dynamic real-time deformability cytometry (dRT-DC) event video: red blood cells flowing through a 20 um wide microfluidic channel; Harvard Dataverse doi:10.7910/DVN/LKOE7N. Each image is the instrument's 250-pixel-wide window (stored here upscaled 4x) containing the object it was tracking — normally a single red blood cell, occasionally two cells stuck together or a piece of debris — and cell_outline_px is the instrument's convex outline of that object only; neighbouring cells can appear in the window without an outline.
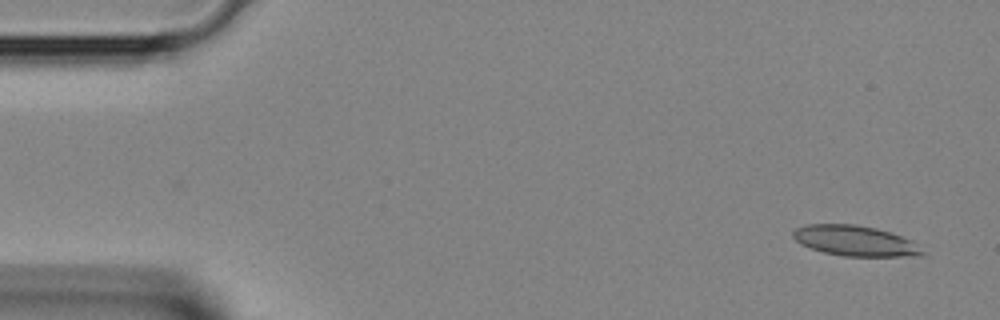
{"species": "Egyptian fruit bat (a non-hibernating species)", "species_latin": "Rousettus aegyptiacus", "temperature_condition": "room temperature", "stored_images_in_passage": 14, "camera_frame_rate_fps": 3000, "um_per_image_px": 0.085, "animal": {"sex": "female"}, "frame": {"image": 1, "passage_image": 1, "time_ms": 0.0, "image_size_px": [1000, 320], "cell_outline_px": [[924, 256], [844, 256], [824, 252], [800, 244], [792, 236], [792, 232], [796, 228], [804, 224], [856, 224], [876, 228], [892, 232], [912, 240], [924, 252]], "centroid_in_image_um": [72.69, 20.46], "position_along_channel_um": 12.3, "area_um2": 23.0}}
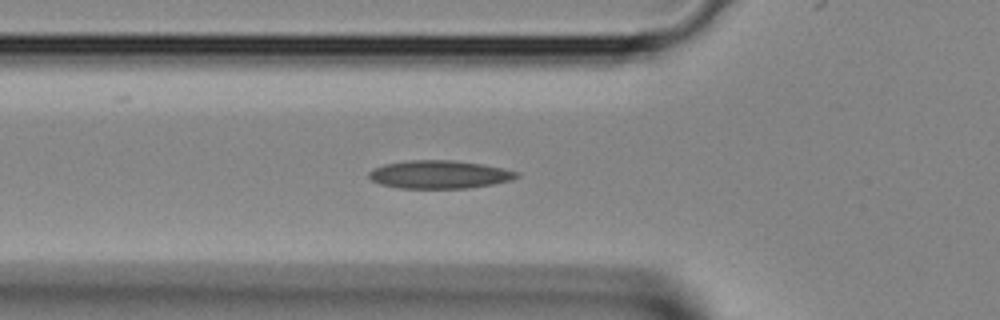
{"frame": {"image": 2, "passage_image": 12, "time_ms": 3.667, "image_size_px": [1000, 320], "cell_outline_px": [[520, 176], [512, 180], [492, 184], [468, 188], [400, 188], [380, 184], [372, 180], [368, 176], [368, 172], [384, 164], [408, 160], [452, 160], [480, 164], [500, 168], [516, 172]], "centroid_in_image_um": [37.32, 14.83], "position_along_channel_um": 88.5, "area_um2": 23.93}}
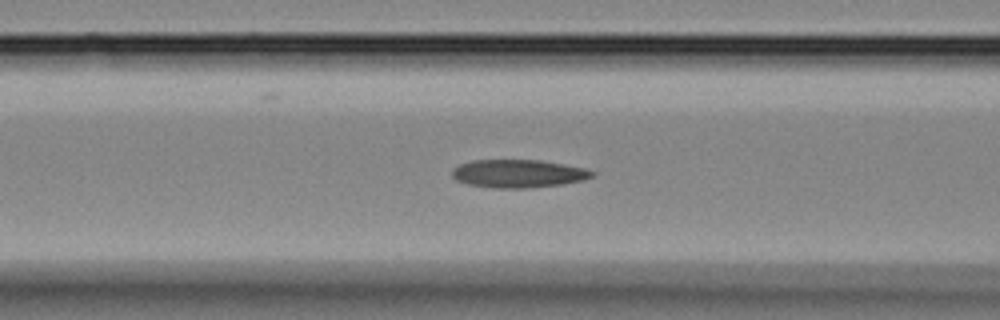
{"frame": {"image": 3, "passage_image": 14, "time_ms": 4.333, "image_size_px": [1000, 320], "cell_outline_px": [[596, 176], [584, 180], [564, 184], [532, 188], [496, 188], [468, 184], [456, 180], [452, 176], [452, 168], [460, 164], [472, 160], [540, 160], [584, 168], [596, 172]], "centroid_in_image_um": [44.08, 14.76], "position_along_channel_um": 122.5, "area_um2": 23.06}}